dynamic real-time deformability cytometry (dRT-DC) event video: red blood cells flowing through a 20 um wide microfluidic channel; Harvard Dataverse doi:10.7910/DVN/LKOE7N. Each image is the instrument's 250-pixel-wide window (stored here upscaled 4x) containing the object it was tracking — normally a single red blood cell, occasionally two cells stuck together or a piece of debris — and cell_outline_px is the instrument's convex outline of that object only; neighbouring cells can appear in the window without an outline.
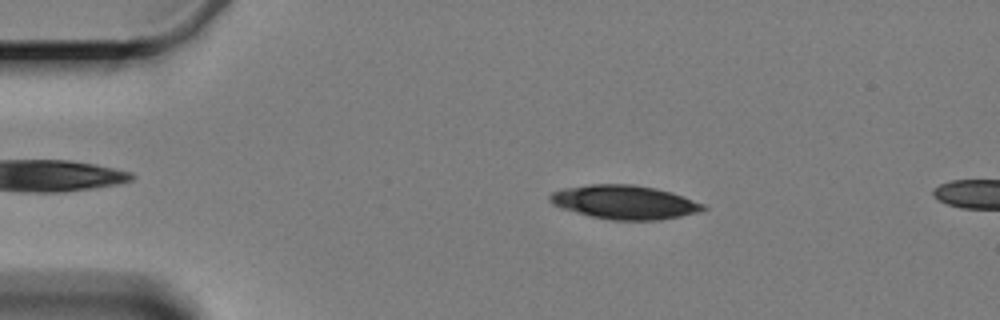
{"species": "Egyptian fruit bat (a non-hibernating species)", "species_latin": "Rousettus aegyptiacus", "temperature_condition": "cold", "stored_images_in_passage": 4, "camera_frame_rate_fps": 3000, "um_per_image_px": 0.085, "animal": {"sex": "female"}, "frame": {"image": 1, "passage_image": 1, "time_ms": 0.0, "image_size_px": [1000, 320], "cell_outline_px": [[708, 208], [700, 212], [660, 220], [612, 220], [588, 216], [560, 208], [552, 204], [548, 200], [548, 196], [552, 192], [564, 188], [592, 184], [632, 184], [656, 188], [672, 192], [684, 196], [704, 204]], "centroid_in_image_um": [53.07, 17.19], "position_along_channel_um": 31.9, "area_um2": 30.52}}
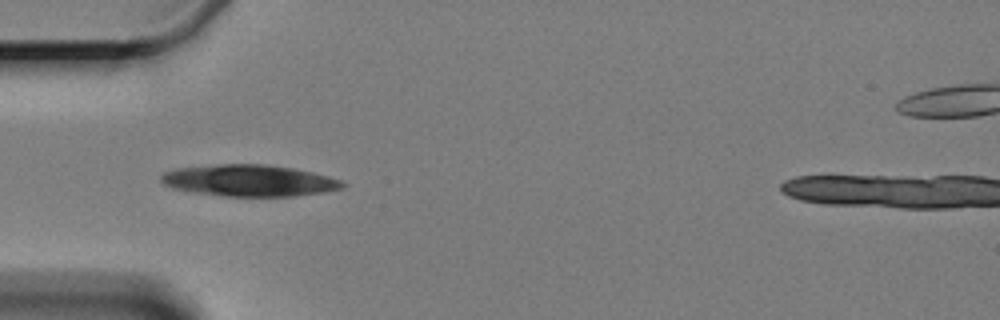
{"frame": {"image": 2, "passage_image": 3, "time_ms": 2.333, "image_size_px": [1000, 320], "cell_outline_px": [[348, 184], [340, 188], [324, 192], [296, 196], [220, 196], [192, 192], [172, 188], [164, 184], [160, 180], [160, 176], [164, 172], [176, 168], [220, 164], [268, 164], [296, 168], [328, 176], [340, 180]], "centroid_in_image_um": [21.17, 15.34], "position_along_channel_um": 63.8, "area_um2": 33.58}}
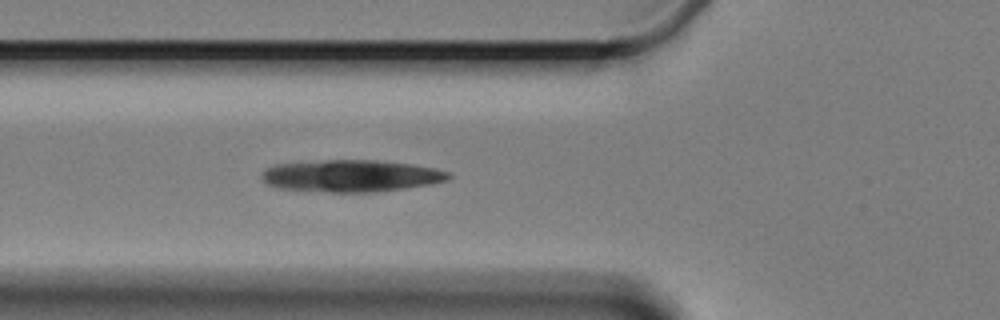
{"frame": {"image": 3, "passage_image": 4, "time_ms": 3.333, "image_size_px": [1000, 320], "cell_outline_px": [[452, 176], [448, 180], [432, 184], [408, 188], [376, 192], [328, 192], [276, 188], [260, 180], [260, 172], [264, 168], [276, 164], [324, 160], [376, 160], [412, 164], [452, 172]], "centroid_in_image_um": [29.82, 14.95], "position_along_channel_um": 96.0, "area_um2": 35.32}}